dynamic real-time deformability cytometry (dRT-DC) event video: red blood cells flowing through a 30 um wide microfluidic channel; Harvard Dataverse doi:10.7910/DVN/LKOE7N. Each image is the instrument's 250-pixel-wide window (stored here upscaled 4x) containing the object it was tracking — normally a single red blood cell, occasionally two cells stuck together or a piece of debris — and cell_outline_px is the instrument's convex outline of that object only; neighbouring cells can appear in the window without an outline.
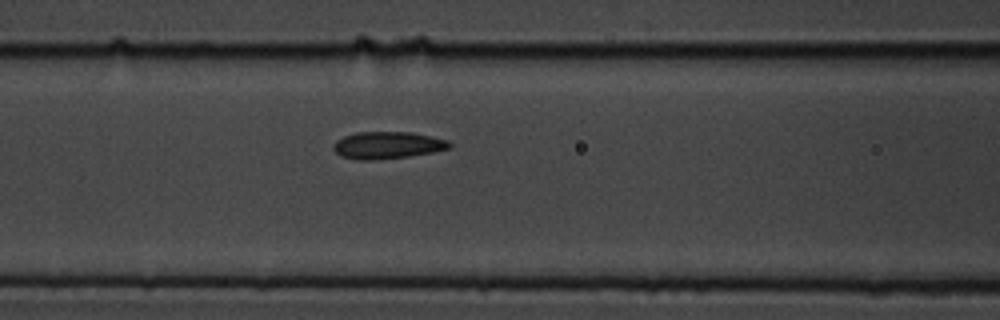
{"species": "common noctule bat (a hibernating species)", "species_latin": "Nyctalus noctula", "temperature_condition": "cold", "stored_images_in_passage": 8, "camera_frame_rate_fps": 3000, "um_per_image_px": 0.085, "animal": {"sex": "male", "body_mass_g": 19.5, "forearm_length_mm": 54.6}, "frame": {"image": 1, "passage_image": 8, "time_ms": 2.333, "image_size_px": [1000, 320], "cell_outline_px": [[452, 148], [432, 152], [408, 156], [376, 160], [356, 160], [340, 156], [332, 148], [336, 140], [344, 136], [356, 132], [412, 132], [432, 136], [448, 140], [452, 144]], "centroid_in_image_um": [32.94, 12.34], "position_along_channel_um": 133.7, "area_um2": 18.5}}